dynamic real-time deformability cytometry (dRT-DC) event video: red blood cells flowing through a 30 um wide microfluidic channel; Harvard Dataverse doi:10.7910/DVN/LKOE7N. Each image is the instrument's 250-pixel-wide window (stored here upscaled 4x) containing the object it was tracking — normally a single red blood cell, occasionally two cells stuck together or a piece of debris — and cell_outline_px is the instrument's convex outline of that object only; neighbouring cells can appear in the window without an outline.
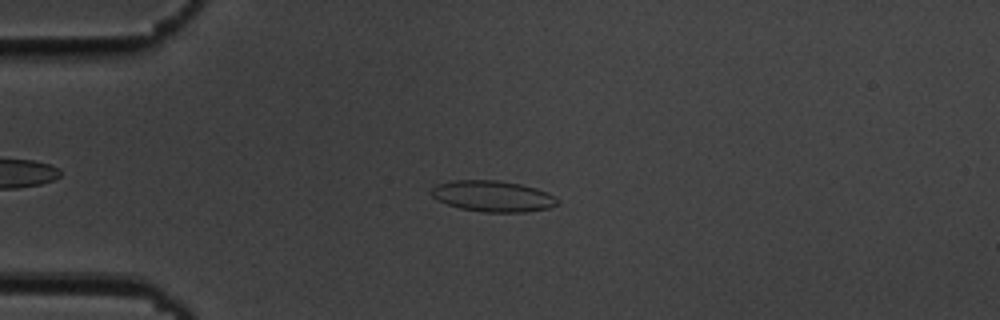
{"species": "common noctule bat (a hibernating species)", "species_latin": "Nyctalus noctula", "temperature_condition": "cold", "stored_images_in_passage": 54, "camera_frame_rate_fps": 3000, "um_per_image_px": 0.085, "animal": {"sex": "male", "body_mass_g": 19.5, "forearm_length_mm": 54.6}, "frame": {"image": 1, "passage_image": 13, "time_ms": 4.0, "image_size_px": [1000, 320], "cell_outline_px": [[560, 204], [548, 208], [524, 212], [484, 212], [460, 208], [436, 200], [432, 196], [432, 188], [436, 184], [452, 180], [496, 180], [520, 184], [536, 188], [548, 192], [560, 200]], "centroid_in_image_um": [41.91, 16.67], "position_along_channel_um": 43.1, "area_um2": 22.89}}
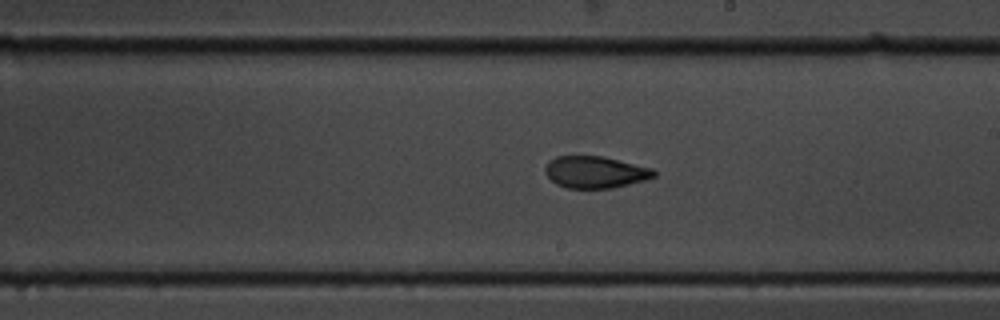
{"frame": {"image": 2, "passage_image": 31, "time_ms": 10.0, "image_size_px": [1000, 320], "cell_outline_px": [[656, 176], [644, 180], [612, 188], [568, 188], [556, 184], [544, 172], [544, 168], [548, 160], [556, 156], [604, 156], [652, 168], [656, 172]], "centroid_in_image_um": [50.57, 14.62], "position_along_channel_um": 238.4, "area_um2": 20.23}}
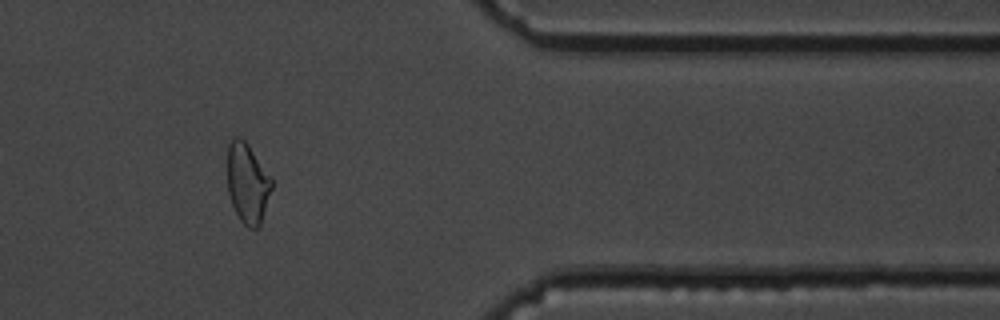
{"frame": {"image": 3, "passage_image": 45, "time_ms": 14.667, "image_size_px": [1000, 320], "cell_outline_px": [[272, 188], [260, 224], [256, 228], [248, 228], [240, 220], [232, 204], [228, 192], [228, 144], [232, 136], [240, 136], [248, 144], [272, 176]], "centroid_in_image_um": [21.04, 15.52], "position_along_channel_um": 390.4, "area_um2": 20.75}, "authors_computed_cell_mechanics": {"area_um2": 21.6172, "velocity_mm_per_s": 3.656, "shape_relaxation_time_tau1_ms": 6.6855, "shape_relaxation_time_tau2_ms": 1.6369, "deformation_change_tau1": 0.1546, "deformation_change_tau2": 0.0746}}